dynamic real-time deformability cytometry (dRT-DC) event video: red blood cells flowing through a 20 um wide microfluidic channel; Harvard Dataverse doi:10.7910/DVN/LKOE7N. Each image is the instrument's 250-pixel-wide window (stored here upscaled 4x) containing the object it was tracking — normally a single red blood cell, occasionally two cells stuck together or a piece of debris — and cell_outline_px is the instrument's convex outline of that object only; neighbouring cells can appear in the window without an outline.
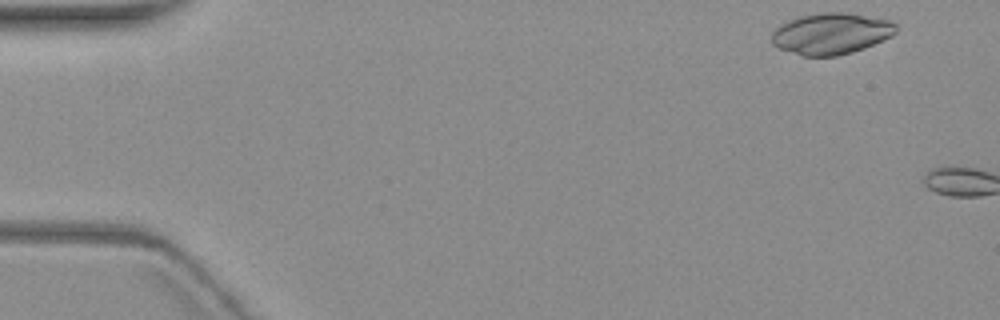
{"species": "common noctule bat (a hibernating species)", "species_latin": "Nyctalus noctula", "temperature_condition": "warm", "stored_images_in_passage": 2, "camera_frame_rate_fps": 3000, "um_per_image_px": 0.085, "animal": {"sex": "female", "body_mass_g": 19.3, "forearm_length_mm": 54.1}, "frame": {"image": 1, "passage_image": 1, "time_ms": 0.0, "image_size_px": [1000, 320], "cell_outline_px": [[896, 32], [892, 36], [884, 40], [864, 48], [852, 52], [836, 56], [800, 56], [780, 48], [772, 44], [772, 32], [780, 24], [788, 20], [800, 16], [820, 12], [844, 12], [892, 20], [896, 24]], "centroid_in_image_um": [70.65, 2.85], "position_along_channel_um": 14.3, "area_um2": 30.11}}